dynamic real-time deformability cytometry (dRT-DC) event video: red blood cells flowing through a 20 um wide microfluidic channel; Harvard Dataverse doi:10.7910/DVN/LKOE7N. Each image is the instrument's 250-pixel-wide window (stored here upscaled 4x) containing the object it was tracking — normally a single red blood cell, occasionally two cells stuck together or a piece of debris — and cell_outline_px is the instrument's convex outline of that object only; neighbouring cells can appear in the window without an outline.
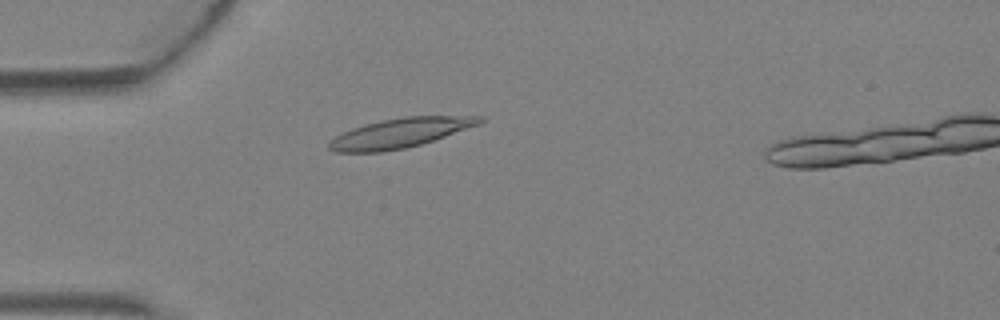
{"species": "Egyptian fruit bat (a non-hibernating species)", "species_latin": "Rousettus aegyptiacus", "temperature_condition": "warm", "stored_images_in_passage": 5, "camera_frame_rate_fps": 3000, "um_per_image_px": 0.085, "animal": {"sex": "female"}, "frame": {"image": 1, "passage_image": 4, "time_ms": 1.0, "image_size_px": [1000, 320], "cell_outline_px": [[484, 120], [480, 124], [420, 144], [404, 148], [380, 152], [336, 152], [328, 148], [328, 144], [336, 136], [352, 128], [364, 124], [380, 120], [404, 116], [484, 116]], "centroid_in_image_um": [34.0, 11.29], "position_along_channel_um": 51.0, "area_um2": 25.61}}